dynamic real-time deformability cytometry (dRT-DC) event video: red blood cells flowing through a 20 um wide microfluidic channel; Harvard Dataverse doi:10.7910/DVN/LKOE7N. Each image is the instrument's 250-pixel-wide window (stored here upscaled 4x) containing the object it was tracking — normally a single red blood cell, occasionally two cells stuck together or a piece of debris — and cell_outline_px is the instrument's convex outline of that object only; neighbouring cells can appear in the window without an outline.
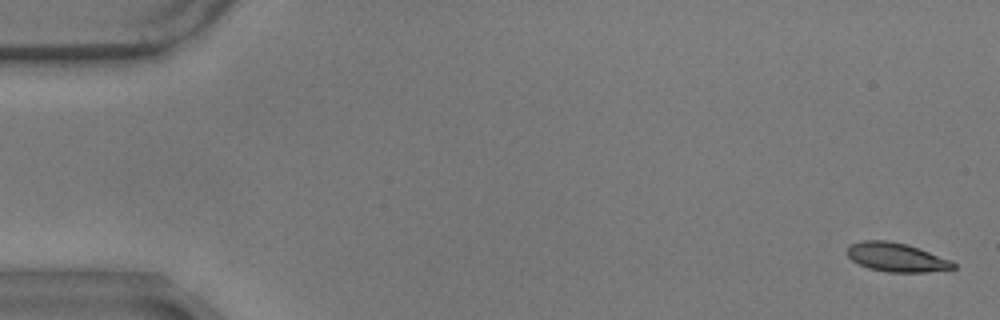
{"species": "common noctule bat (a hibernating species)", "species_latin": "Nyctalus noctula", "temperature_condition": "warm", "stored_images_in_passage": 58, "camera_frame_rate_fps": 3000, "um_per_image_px": 0.085, "animal": {"sex": "male", "body_mass_g": 17.9}, "frame": {"image": 1, "passage_image": 2, "time_ms": 0.333, "image_size_px": [1000, 320], "cell_outline_px": [[956, 268], [928, 272], [888, 272], [868, 268], [852, 260], [848, 256], [848, 248], [852, 244], [860, 240], [888, 240], [908, 244], [952, 260], [956, 264]], "centroid_in_image_um": [76.23, 21.86], "position_along_channel_um": 8.8, "area_um2": 17.92}}
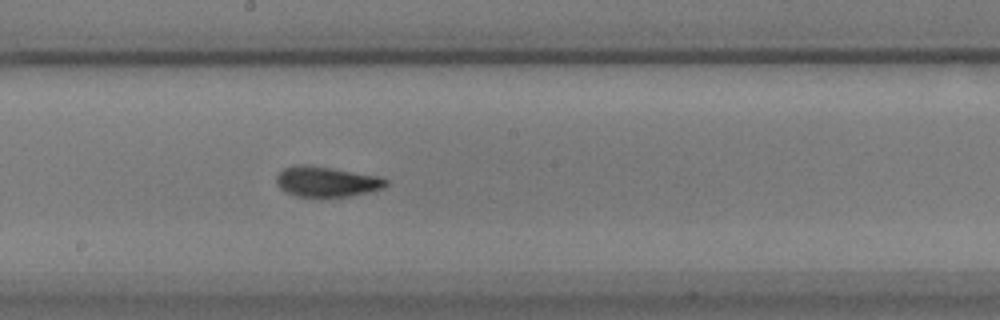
{"frame": {"image": 2, "passage_image": 32, "time_ms": 10.333, "image_size_px": [1000, 320], "cell_outline_px": [[388, 184], [384, 188], [368, 192], [348, 196], [296, 196], [280, 188], [276, 184], [276, 176], [284, 168], [296, 164], [304, 164], [332, 168], [376, 176], [388, 180]], "centroid_in_image_um": [27.74, 15.43], "position_along_channel_um": 220.5, "area_um2": 19.07}}
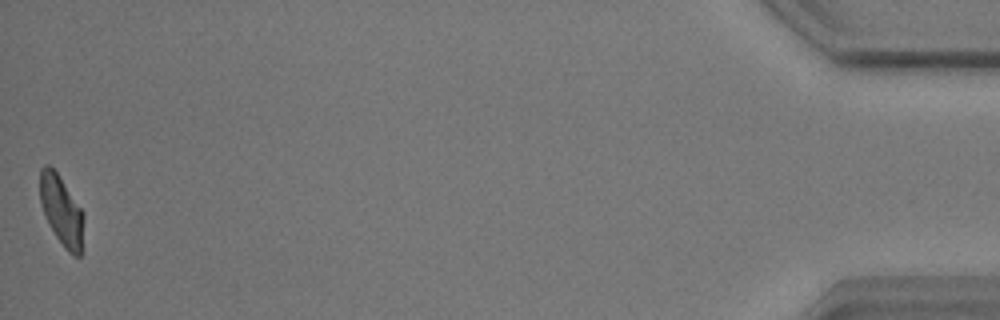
{"frame": {"image": 3, "passage_image": 58, "time_ms": 19.0, "image_size_px": [1000, 320], "cell_outline_px": [[84, 220], [80, 256], [72, 256], [64, 248], [48, 224], [40, 204], [40, 168], [44, 164], [48, 164], [56, 172], [84, 212]], "centroid_in_image_um": [5.22, 17.91], "position_along_channel_um": 430.0, "area_um2": 17.8}, "authors_computed_cell_mechanics": {"area_um2": 18.7272, "velocity_mm_per_s": 3.5047, "shape_relaxation_time_tau1_ms": 5.9893, "shape_relaxation_time_tau2_ms": 2.1172, "deformation_change_tau1": 0.1992, "deformation_change_tau2": 0.0905}}